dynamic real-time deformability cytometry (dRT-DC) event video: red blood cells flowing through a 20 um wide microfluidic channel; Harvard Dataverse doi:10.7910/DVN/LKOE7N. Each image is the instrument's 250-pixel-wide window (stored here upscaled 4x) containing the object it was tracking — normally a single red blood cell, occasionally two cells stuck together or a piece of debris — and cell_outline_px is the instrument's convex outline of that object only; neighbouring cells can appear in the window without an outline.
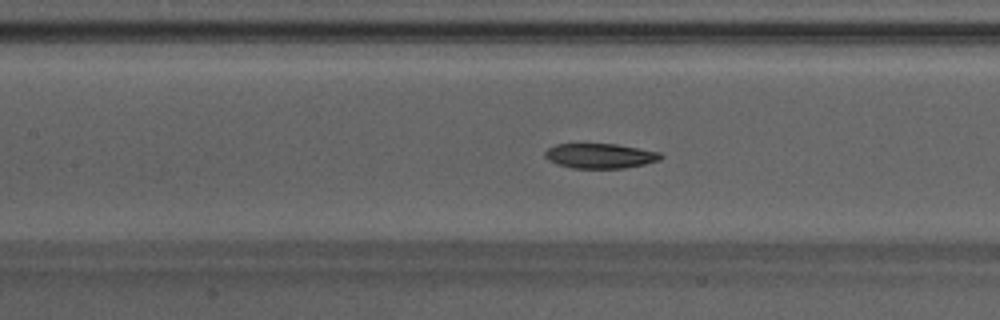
{"species": "Egyptian fruit bat (a non-hibernating species)", "species_latin": "Rousettus aegyptiacus", "temperature_condition": "warm", "stored_images_in_passage": 49, "camera_frame_rate_fps": 3000, "um_per_image_px": 0.085, "animal": {"sex": "male"}, "frame": {"image": 1, "passage_image": 23, "time_ms": 7.333, "image_size_px": [1000, 320], "cell_outline_px": [[664, 156], [660, 160], [644, 164], [624, 168], [572, 168], [556, 164], [548, 160], [544, 156], [544, 152], [548, 148], [556, 144], [616, 144], [660, 152]], "centroid_in_image_um": [50.99, 13.25], "position_along_channel_um": 156.4, "area_um2": 16.82}}
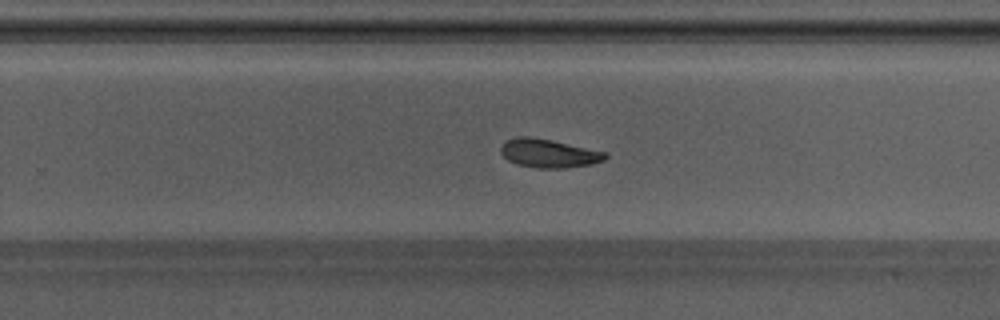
{"frame": {"image": 2, "passage_image": 32, "time_ms": 10.333, "image_size_px": [1000, 320], "cell_outline_px": [[608, 156], [604, 160], [592, 164], [564, 168], [536, 168], [516, 164], [508, 160], [500, 152], [500, 148], [508, 140], [516, 136], [528, 136], [552, 140], [608, 152]], "centroid_in_image_um": [46.67, 13.03], "position_along_channel_um": 283.1, "area_um2": 17.46}}
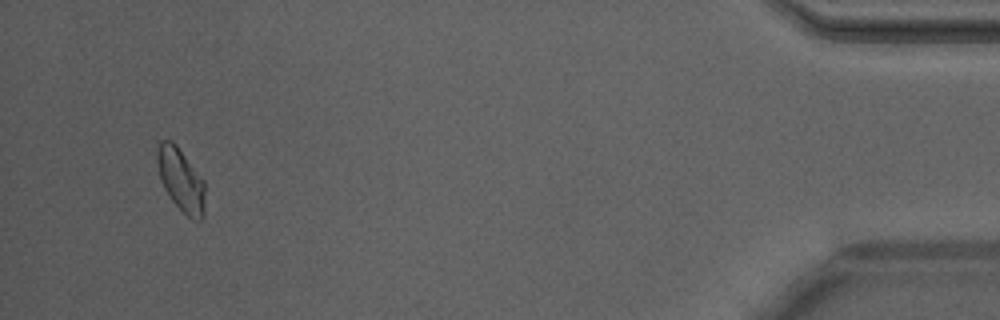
{"frame": {"image": 3, "passage_image": 47, "time_ms": 15.333, "image_size_px": [1000, 320], "cell_outline_px": [[204, 212], [200, 220], [196, 220], [188, 216], [168, 196], [160, 180], [156, 160], [156, 152], [160, 140], [172, 140], [176, 144], [204, 180]], "centroid_in_image_um": [15.35, 15.24], "position_along_channel_um": 419.9, "area_um2": 17.51}, "authors_computed_cell_mechanics": {"area_um2": 17.6868, "velocity_mm_per_s": 4.2409, "shape_relaxation_time_tau1_ms": 10.166, "shape_relaxation_time_tau2_ms": 9.3435, "deformation_change_tau1": 0.1996, "deformation_change_tau2": 0.1377}}